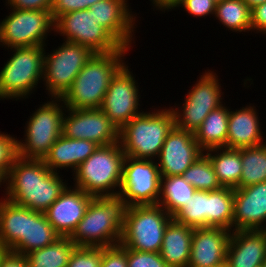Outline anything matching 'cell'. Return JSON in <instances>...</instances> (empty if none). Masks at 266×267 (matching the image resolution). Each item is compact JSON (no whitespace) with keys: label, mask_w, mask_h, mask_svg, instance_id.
Returning a JSON list of instances; mask_svg holds the SVG:
<instances>
[{"label":"cell","mask_w":266,"mask_h":267,"mask_svg":"<svg viewBox=\"0 0 266 267\" xmlns=\"http://www.w3.org/2000/svg\"><path fill=\"white\" fill-rule=\"evenodd\" d=\"M59 172H52L42 159L17 156L6 178L4 197L22 207L45 212L68 186Z\"/></svg>","instance_id":"obj_1"},{"label":"cell","mask_w":266,"mask_h":267,"mask_svg":"<svg viewBox=\"0 0 266 267\" xmlns=\"http://www.w3.org/2000/svg\"><path fill=\"white\" fill-rule=\"evenodd\" d=\"M127 208L119 195L93 197L70 239L80 247L120 244Z\"/></svg>","instance_id":"obj_2"},{"label":"cell","mask_w":266,"mask_h":267,"mask_svg":"<svg viewBox=\"0 0 266 267\" xmlns=\"http://www.w3.org/2000/svg\"><path fill=\"white\" fill-rule=\"evenodd\" d=\"M128 50L122 47L116 52L94 54L60 98L61 102L72 109H100L111 79L125 64L122 59Z\"/></svg>","instance_id":"obj_3"},{"label":"cell","mask_w":266,"mask_h":267,"mask_svg":"<svg viewBox=\"0 0 266 267\" xmlns=\"http://www.w3.org/2000/svg\"><path fill=\"white\" fill-rule=\"evenodd\" d=\"M174 126L172 107L142 111L119 130V143L126 156L155 160Z\"/></svg>","instance_id":"obj_4"},{"label":"cell","mask_w":266,"mask_h":267,"mask_svg":"<svg viewBox=\"0 0 266 267\" xmlns=\"http://www.w3.org/2000/svg\"><path fill=\"white\" fill-rule=\"evenodd\" d=\"M125 157L119 142L99 146L72 174L73 186L93 197L118 195Z\"/></svg>","instance_id":"obj_5"},{"label":"cell","mask_w":266,"mask_h":267,"mask_svg":"<svg viewBox=\"0 0 266 267\" xmlns=\"http://www.w3.org/2000/svg\"><path fill=\"white\" fill-rule=\"evenodd\" d=\"M43 46L15 47L0 71V100L28 98L43 80Z\"/></svg>","instance_id":"obj_6"},{"label":"cell","mask_w":266,"mask_h":267,"mask_svg":"<svg viewBox=\"0 0 266 267\" xmlns=\"http://www.w3.org/2000/svg\"><path fill=\"white\" fill-rule=\"evenodd\" d=\"M172 219L158 204L129 206L120 244L133 250L160 252L165 229Z\"/></svg>","instance_id":"obj_7"},{"label":"cell","mask_w":266,"mask_h":267,"mask_svg":"<svg viewBox=\"0 0 266 267\" xmlns=\"http://www.w3.org/2000/svg\"><path fill=\"white\" fill-rule=\"evenodd\" d=\"M51 100L30 115L24 140H16L17 156L24 159H43L62 135L63 117L67 107L61 103L60 98Z\"/></svg>","instance_id":"obj_8"},{"label":"cell","mask_w":266,"mask_h":267,"mask_svg":"<svg viewBox=\"0 0 266 267\" xmlns=\"http://www.w3.org/2000/svg\"><path fill=\"white\" fill-rule=\"evenodd\" d=\"M0 22V45L15 47L46 46L50 31H55L51 11L11 9ZM50 29V30H49Z\"/></svg>","instance_id":"obj_9"},{"label":"cell","mask_w":266,"mask_h":267,"mask_svg":"<svg viewBox=\"0 0 266 267\" xmlns=\"http://www.w3.org/2000/svg\"><path fill=\"white\" fill-rule=\"evenodd\" d=\"M89 48L65 41L50 54H44V86L52 98H61L80 70L94 55Z\"/></svg>","instance_id":"obj_10"},{"label":"cell","mask_w":266,"mask_h":267,"mask_svg":"<svg viewBox=\"0 0 266 267\" xmlns=\"http://www.w3.org/2000/svg\"><path fill=\"white\" fill-rule=\"evenodd\" d=\"M64 41L78 43L95 54L119 51L123 46L96 20L89 9L71 11L55 21V31ZM65 36V37H64Z\"/></svg>","instance_id":"obj_11"},{"label":"cell","mask_w":266,"mask_h":267,"mask_svg":"<svg viewBox=\"0 0 266 267\" xmlns=\"http://www.w3.org/2000/svg\"><path fill=\"white\" fill-rule=\"evenodd\" d=\"M199 78L186 95L183 106L172 108L175 126L193 133L212 110L223 104L221 96L224 95L216 73L208 70Z\"/></svg>","instance_id":"obj_12"},{"label":"cell","mask_w":266,"mask_h":267,"mask_svg":"<svg viewBox=\"0 0 266 267\" xmlns=\"http://www.w3.org/2000/svg\"><path fill=\"white\" fill-rule=\"evenodd\" d=\"M154 161L125 157L118 195L128 207L158 204L161 174L157 161Z\"/></svg>","instance_id":"obj_13"},{"label":"cell","mask_w":266,"mask_h":267,"mask_svg":"<svg viewBox=\"0 0 266 267\" xmlns=\"http://www.w3.org/2000/svg\"><path fill=\"white\" fill-rule=\"evenodd\" d=\"M138 87V82L136 83L126 63L110 81L100 109L119 130L132 118L142 113L138 107L140 106Z\"/></svg>","instance_id":"obj_14"},{"label":"cell","mask_w":266,"mask_h":267,"mask_svg":"<svg viewBox=\"0 0 266 267\" xmlns=\"http://www.w3.org/2000/svg\"><path fill=\"white\" fill-rule=\"evenodd\" d=\"M66 112L63 117V136L93 141L99 146L119 142V129L101 109L67 108Z\"/></svg>","instance_id":"obj_15"},{"label":"cell","mask_w":266,"mask_h":267,"mask_svg":"<svg viewBox=\"0 0 266 267\" xmlns=\"http://www.w3.org/2000/svg\"><path fill=\"white\" fill-rule=\"evenodd\" d=\"M203 153L193 132L174 126L157 157L161 176L182 175Z\"/></svg>","instance_id":"obj_16"},{"label":"cell","mask_w":266,"mask_h":267,"mask_svg":"<svg viewBox=\"0 0 266 267\" xmlns=\"http://www.w3.org/2000/svg\"><path fill=\"white\" fill-rule=\"evenodd\" d=\"M266 182L234 189L232 231L264 230Z\"/></svg>","instance_id":"obj_17"},{"label":"cell","mask_w":266,"mask_h":267,"mask_svg":"<svg viewBox=\"0 0 266 267\" xmlns=\"http://www.w3.org/2000/svg\"><path fill=\"white\" fill-rule=\"evenodd\" d=\"M93 196L78 187L67 186L56 201L43 212L48 222L61 237H70Z\"/></svg>","instance_id":"obj_18"},{"label":"cell","mask_w":266,"mask_h":267,"mask_svg":"<svg viewBox=\"0 0 266 267\" xmlns=\"http://www.w3.org/2000/svg\"><path fill=\"white\" fill-rule=\"evenodd\" d=\"M232 231L221 227L193 228L190 259L187 267H217L226 262Z\"/></svg>","instance_id":"obj_19"},{"label":"cell","mask_w":266,"mask_h":267,"mask_svg":"<svg viewBox=\"0 0 266 267\" xmlns=\"http://www.w3.org/2000/svg\"><path fill=\"white\" fill-rule=\"evenodd\" d=\"M127 2L128 0H101L88 9L96 24L105 28L123 47L130 49L136 16Z\"/></svg>","instance_id":"obj_20"},{"label":"cell","mask_w":266,"mask_h":267,"mask_svg":"<svg viewBox=\"0 0 266 267\" xmlns=\"http://www.w3.org/2000/svg\"><path fill=\"white\" fill-rule=\"evenodd\" d=\"M265 258L264 230L232 231L226 253L227 267H262Z\"/></svg>","instance_id":"obj_21"},{"label":"cell","mask_w":266,"mask_h":267,"mask_svg":"<svg viewBox=\"0 0 266 267\" xmlns=\"http://www.w3.org/2000/svg\"><path fill=\"white\" fill-rule=\"evenodd\" d=\"M257 114L255 106L251 105L236 111L229 109L226 148L240 149L265 143Z\"/></svg>","instance_id":"obj_22"},{"label":"cell","mask_w":266,"mask_h":267,"mask_svg":"<svg viewBox=\"0 0 266 267\" xmlns=\"http://www.w3.org/2000/svg\"><path fill=\"white\" fill-rule=\"evenodd\" d=\"M98 147L93 141L61 135L42 160L52 172L71 168L74 173Z\"/></svg>","instance_id":"obj_23"},{"label":"cell","mask_w":266,"mask_h":267,"mask_svg":"<svg viewBox=\"0 0 266 267\" xmlns=\"http://www.w3.org/2000/svg\"><path fill=\"white\" fill-rule=\"evenodd\" d=\"M192 237V227L181 224L174 218L168 223L159 253L169 267L188 266Z\"/></svg>","instance_id":"obj_24"},{"label":"cell","mask_w":266,"mask_h":267,"mask_svg":"<svg viewBox=\"0 0 266 267\" xmlns=\"http://www.w3.org/2000/svg\"><path fill=\"white\" fill-rule=\"evenodd\" d=\"M0 200V243L10 251L23 255L25 207L5 198Z\"/></svg>","instance_id":"obj_25"},{"label":"cell","mask_w":266,"mask_h":267,"mask_svg":"<svg viewBox=\"0 0 266 267\" xmlns=\"http://www.w3.org/2000/svg\"><path fill=\"white\" fill-rule=\"evenodd\" d=\"M225 106L222 104L212 110L194 133L195 140L203 151L226 146L229 108Z\"/></svg>","instance_id":"obj_26"},{"label":"cell","mask_w":266,"mask_h":267,"mask_svg":"<svg viewBox=\"0 0 266 267\" xmlns=\"http://www.w3.org/2000/svg\"><path fill=\"white\" fill-rule=\"evenodd\" d=\"M204 152L209 157L221 186L239 188L242 175L240 149L218 147Z\"/></svg>","instance_id":"obj_27"},{"label":"cell","mask_w":266,"mask_h":267,"mask_svg":"<svg viewBox=\"0 0 266 267\" xmlns=\"http://www.w3.org/2000/svg\"><path fill=\"white\" fill-rule=\"evenodd\" d=\"M60 235L48 222L43 212L25 207L23 255L41 249L55 242Z\"/></svg>","instance_id":"obj_28"},{"label":"cell","mask_w":266,"mask_h":267,"mask_svg":"<svg viewBox=\"0 0 266 267\" xmlns=\"http://www.w3.org/2000/svg\"><path fill=\"white\" fill-rule=\"evenodd\" d=\"M196 189L181 175L161 176L158 205L174 217L192 198Z\"/></svg>","instance_id":"obj_29"},{"label":"cell","mask_w":266,"mask_h":267,"mask_svg":"<svg viewBox=\"0 0 266 267\" xmlns=\"http://www.w3.org/2000/svg\"><path fill=\"white\" fill-rule=\"evenodd\" d=\"M76 245L70 237H59L49 246L27 253L28 267H68L70 256Z\"/></svg>","instance_id":"obj_30"},{"label":"cell","mask_w":266,"mask_h":267,"mask_svg":"<svg viewBox=\"0 0 266 267\" xmlns=\"http://www.w3.org/2000/svg\"><path fill=\"white\" fill-rule=\"evenodd\" d=\"M242 175L239 188L266 182V141L264 144L240 148Z\"/></svg>","instance_id":"obj_31"},{"label":"cell","mask_w":266,"mask_h":267,"mask_svg":"<svg viewBox=\"0 0 266 267\" xmlns=\"http://www.w3.org/2000/svg\"><path fill=\"white\" fill-rule=\"evenodd\" d=\"M216 19L233 32L251 31V9L243 0H223L216 3Z\"/></svg>","instance_id":"obj_32"},{"label":"cell","mask_w":266,"mask_h":267,"mask_svg":"<svg viewBox=\"0 0 266 267\" xmlns=\"http://www.w3.org/2000/svg\"><path fill=\"white\" fill-rule=\"evenodd\" d=\"M234 189L222 187L209 191V227L232 231Z\"/></svg>","instance_id":"obj_33"},{"label":"cell","mask_w":266,"mask_h":267,"mask_svg":"<svg viewBox=\"0 0 266 267\" xmlns=\"http://www.w3.org/2000/svg\"><path fill=\"white\" fill-rule=\"evenodd\" d=\"M173 218L192 228L209 227V191L196 190Z\"/></svg>","instance_id":"obj_34"},{"label":"cell","mask_w":266,"mask_h":267,"mask_svg":"<svg viewBox=\"0 0 266 267\" xmlns=\"http://www.w3.org/2000/svg\"><path fill=\"white\" fill-rule=\"evenodd\" d=\"M181 176L196 190L215 191L222 188L214 167L205 153L200 155Z\"/></svg>","instance_id":"obj_35"},{"label":"cell","mask_w":266,"mask_h":267,"mask_svg":"<svg viewBox=\"0 0 266 267\" xmlns=\"http://www.w3.org/2000/svg\"><path fill=\"white\" fill-rule=\"evenodd\" d=\"M102 248L76 246L70 256L68 267H100Z\"/></svg>","instance_id":"obj_36"},{"label":"cell","mask_w":266,"mask_h":267,"mask_svg":"<svg viewBox=\"0 0 266 267\" xmlns=\"http://www.w3.org/2000/svg\"><path fill=\"white\" fill-rule=\"evenodd\" d=\"M128 267H169L159 252H146L125 248Z\"/></svg>","instance_id":"obj_37"},{"label":"cell","mask_w":266,"mask_h":267,"mask_svg":"<svg viewBox=\"0 0 266 267\" xmlns=\"http://www.w3.org/2000/svg\"><path fill=\"white\" fill-rule=\"evenodd\" d=\"M17 138L0 131V171L7 177L17 157Z\"/></svg>","instance_id":"obj_38"},{"label":"cell","mask_w":266,"mask_h":267,"mask_svg":"<svg viewBox=\"0 0 266 267\" xmlns=\"http://www.w3.org/2000/svg\"><path fill=\"white\" fill-rule=\"evenodd\" d=\"M101 0H53L51 12L54 21L61 15L71 12L90 8Z\"/></svg>","instance_id":"obj_39"},{"label":"cell","mask_w":266,"mask_h":267,"mask_svg":"<svg viewBox=\"0 0 266 267\" xmlns=\"http://www.w3.org/2000/svg\"><path fill=\"white\" fill-rule=\"evenodd\" d=\"M100 267H128L125 247L121 244H117L102 248Z\"/></svg>","instance_id":"obj_40"},{"label":"cell","mask_w":266,"mask_h":267,"mask_svg":"<svg viewBox=\"0 0 266 267\" xmlns=\"http://www.w3.org/2000/svg\"><path fill=\"white\" fill-rule=\"evenodd\" d=\"M183 7L191 16L205 17L215 14L216 3L213 0H180L174 8Z\"/></svg>","instance_id":"obj_41"},{"label":"cell","mask_w":266,"mask_h":267,"mask_svg":"<svg viewBox=\"0 0 266 267\" xmlns=\"http://www.w3.org/2000/svg\"><path fill=\"white\" fill-rule=\"evenodd\" d=\"M6 3L10 9L51 11L53 0H6Z\"/></svg>","instance_id":"obj_42"},{"label":"cell","mask_w":266,"mask_h":267,"mask_svg":"<svg viewBox=\"0 0 266 267\" xmlns=\"http://www.w3.org/2000/svg\"><path fill=\"white\" fill-rule=\"evenodd\" d=\"M255 30L266 34V2L251 9V31Z\"/></svg>","instance_id":"obj_43"},{"label":"cell","mask_w":266,"mask_h":267,"mask_svg":"<svg viewBox=\"0 0 266 267\" xmlns=\"http://www.w3.org/2000/svg\"><path fill=\"white\" fill-rule=\"evenodd\" d=\"M0 267H28L26 256L9 250L3 257Z\"/></svg>","instance_id":"obj_44"},{"label":"cell","mask_w":266,"mask_h":267,"mask_svg":"<svg viewBox=\"0 0 266 267\" xmlns=\"http://www.w3.org/2000/svg\"><path fill=\"white\" fill-rule=\"evenodd\" d=\"M151 3H153L154 8H157L158 10H161L164 12L169 9H174V6L180 1V0H150Z\"/></svg>","instance_id":"obj_45"},{"label":"cell","mask_w":266,"mask_h":267,"mask_svg":"<svg viewBox=\"0 0 266 267\" xmlns=\"http://www.w3.org/2000/svg\"><path fill=\"white\" fill-rule=\"evenodd\" d=\"M243 1L249 6L250 9L266 2V0H243Z\"/></svg>","instance_id":"obj_46"},{"label":"cell","mask_w":266,"mask_h":267,"mask_svg":"<svg viewBox=\"0 0 266 267\" xmlns=\"http://www.w3.org/2000/svg\"><path fill=\"white\" fill-rule=\"evenodd\" d=\"M9 251V249L6 247V246H3L1 243H0V263L3 259V257L5 256V254Z\"/></svg>","instance_id":"obj_47"},{"label":"cell","mask_w":266,"mask_h":267,"mask_svg":"<svg viewBox=\"0 0 266 267\" xmlns=\"http://www.w3.org/2000/svg\"><path fill=\"white\" fill-rule=\"evenodd\" d=\"M6 178L7 177L0 171V187L1 185L6 184Z\"/></svg>","instance_id":"obj_48"},{"label":"cell","mask_w":266,"mask_h":267,"mask_svg":"<svg viewBox=\"0 0 266 267\" xmlns=\"http://www.w3.org/2000/svg\"><path fill=\"white\" fill-rule=\"evenodd\" d=\"M262 267H266V258L264 259V262L262 264Z\"/></svg>","instance_id":"obj_49"},{"label":"cell","mask_w":266,"mask_h":267,"mask_svg":"<svg viewBox=\"0 0 266 267\" xmlns=\"http://www.w3.org/2000/svg\"><path fill=\"white\" fill-rule=\"evenodd\" d=\"M215 3L222 2L223 0H213Z\"/></svg>","instance_id":"obj_50"},{"label":"cell","mask_w":266,"mask_h":267,"mask_svg":"<svg viewBox=\"0 0 266 267\" xmlns=\"http://www.w3.org/2000/svg\"><path fill=\"white\" fill-rule=\"evenodd\" d=\"M217 267H227V266H226V264H224V265H220V266H217Z\"/></svg>","instance_id":"obj_51"}]
</instances>
